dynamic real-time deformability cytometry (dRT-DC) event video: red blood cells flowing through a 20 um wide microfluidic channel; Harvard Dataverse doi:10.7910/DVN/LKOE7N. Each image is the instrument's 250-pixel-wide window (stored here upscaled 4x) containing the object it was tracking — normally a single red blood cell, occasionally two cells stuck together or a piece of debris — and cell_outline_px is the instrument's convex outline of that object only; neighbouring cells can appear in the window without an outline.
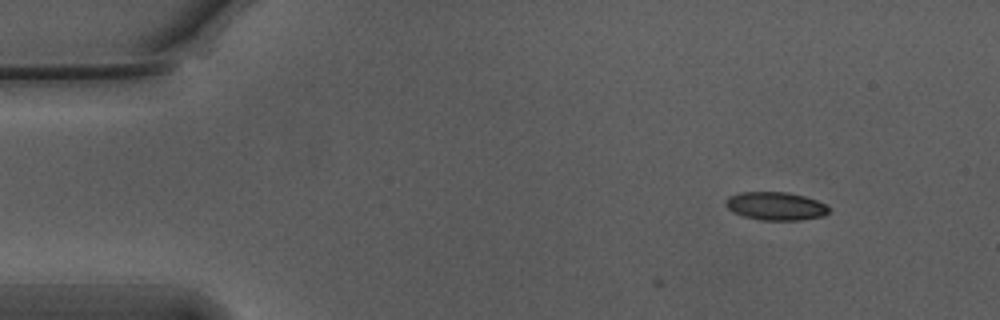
{"species": "Egyptian fruit bat (a non-hibernating species)", "species_latin": "Rousettus aegyptiacus", "temperature_condition": "warm", "stored_images_in_passage": 6, "camera_frame_rate_fps": 3000, "um_per_image_px": 0.085, "animal": {"sex": "male"}, "frame": {"image": 1, "passage_image": 1, "time_ms": 0.0, "image_size_px": [1000, 320], "cell_outline_px": [[828, 212], [824, 216], [800, 220], [760, 220], [744, 216], [732, 212], [724, 204], [724, 200], [728, 196], [740, 192], [788, 192], [804, 196], [816, 200], [824, 204], [828, 208]], "centroid_in_image_um": [65.88, 17.51], "position_along_channel_um": 19.1, "area_um2": 16.99}}